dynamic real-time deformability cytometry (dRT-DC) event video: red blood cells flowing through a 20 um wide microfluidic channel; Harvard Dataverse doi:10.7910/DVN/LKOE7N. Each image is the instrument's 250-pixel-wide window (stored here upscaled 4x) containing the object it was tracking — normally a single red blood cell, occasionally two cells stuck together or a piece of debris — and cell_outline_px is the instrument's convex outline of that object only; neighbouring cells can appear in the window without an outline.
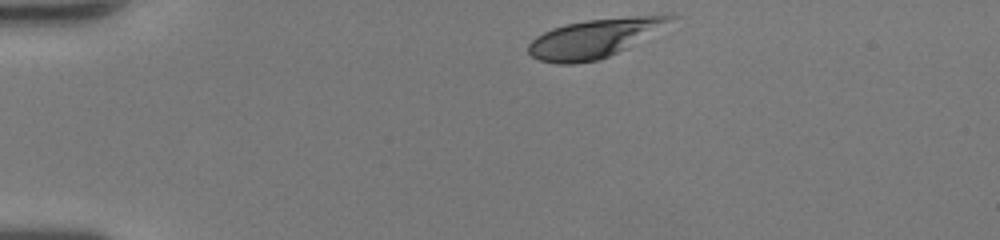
{"species": "human", "species_latin": "Homo sapiens", "temperature_condition": "room temperature", "stored_images_in_passage": 37, "camera_frame_rate_fps": 3000, "um_per_image_px": 0.085, "donor": {"sex": "female"}, "frame": {"image": 1, "passage_image": 1, "time_ms": 0.0, "image_size_px": [1000, 240], "cell_outline_px": [[680, 16], [628, 48], [600, 60], [576, 64], [556, 64], [540, 60], [532, 56], [528, 52], [528, 44], [536, 36], [552, 28], [568, 24], [588, 20], [628, 16], [672, 12]], "centroid_in_image_um": [50.59, 3.23], "position_along_channel_um": 34.4, "area_um2": 32.37}}
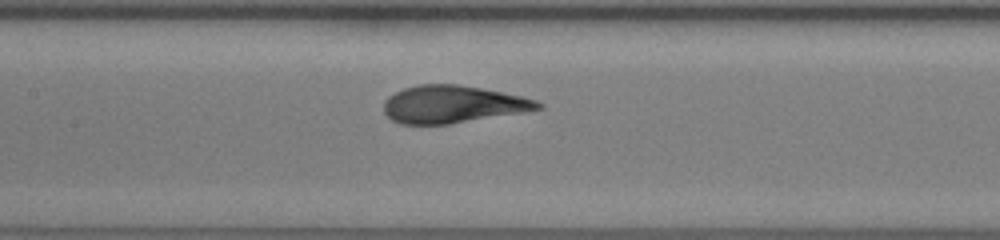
{"frame": {"image": 2, "passage_image": 15, "time_ms": 4.667, "image_size_px": [1000, 240], "cell_outline_px": [[544, 108], [524, 112], [448, 124], [400, 124], [392, 120], [384, 112], [384, 100], [388, 96], [404, 88], [416, 84], [456, 84], [480, 88], [520, 96], [536, 100], [544, 104]], "centroid_in_image_um": [38.46, 8.86], "position_along_channel_um": 168.9, "area_um2": 33.52}}
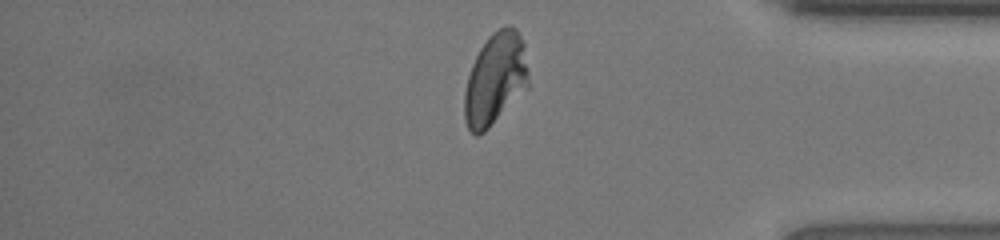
{"frame": {"image": 3, "passage_image": 32, "time_ms": 10.333, "image_size_px": [1000, 240], "cell_outline_px": [[528, 88], [484, 132], [476, 136], [468, 128], [464, 120], [464, 92], [468, 76], [472, 64], [480, 48], [488, 36], [492, 32], [508, 24], [516, 28], [524, 44], [528, 72]], "centroid_in_image_um": [42.09, 6.71], "position_along_channel_um": 393.1, "area_um2": 34.33}, "authors_computed_cell_mechanics": {"area_um2": 34.102, "velocity_mm_per_s": 4.281, "shape_relaxation_time_tau1_ms": 3.6004, "shape_relaxation_time_tau2_ms": null, "deformation_change_tau1": 0.1839, "deformation_change_tau2": null}}